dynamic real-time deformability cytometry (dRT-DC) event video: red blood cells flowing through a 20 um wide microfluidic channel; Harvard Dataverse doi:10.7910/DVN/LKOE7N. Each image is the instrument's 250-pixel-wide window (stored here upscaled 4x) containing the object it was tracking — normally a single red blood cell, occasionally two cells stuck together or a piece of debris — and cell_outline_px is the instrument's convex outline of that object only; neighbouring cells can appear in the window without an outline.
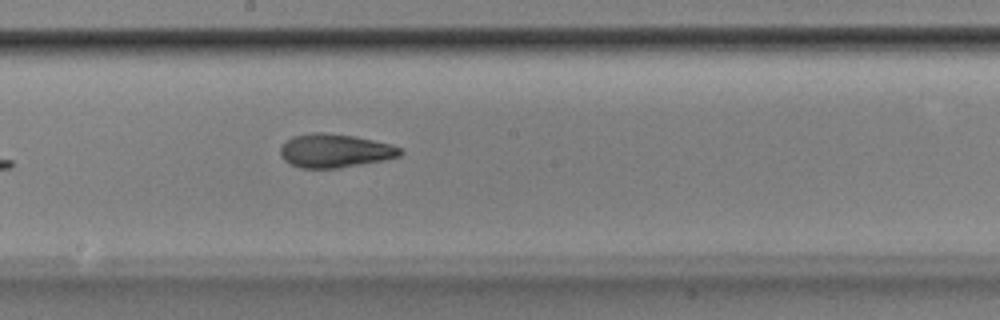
{"species": "Egyptian fruit bat (a non-hibernating species)", "species_latin": "Rousettus aegyptiacus", "temperature_condition": "room temperature", "stored_images_in_passage": 38, "camera_frame_rate_fps": 3000, "um_per_image_px": 0.085, "animal": {"sex": "male"}, "frame": {"image": 1, "passage_image": 14, "time_ms": 4.333, "image_size_px": [1000, 320], "cell_outline_px": [[404, 152], [400, 156], [360, 164], [336, 168], [300, 168], [284, 160], [280, 156], [280, 148], [292, 136], [316, 132], [324, 132], [356, 136], [392, 144], [400, 148]], "centroid_in_image_um": [28.46, 12.8], "position_along_channel_um": 219.7, "area_um2": 23.35}}
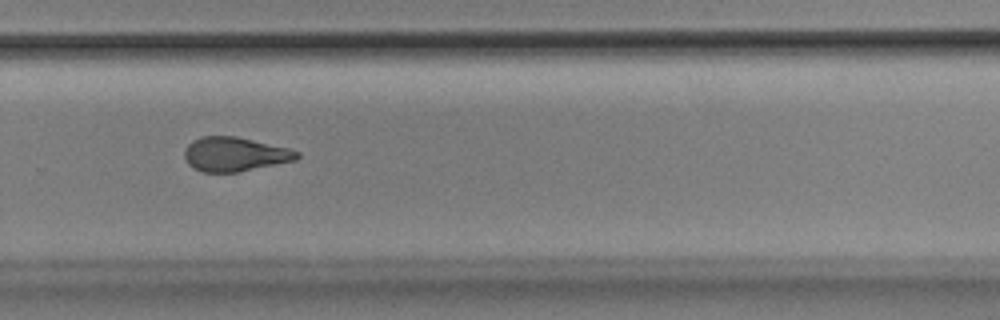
{"frame": {"image": 2, "passage_image": 21, "time_ms": 6.667, "image_size_px": [1000, 320], "cell_outline_px": [[300, 156], [296, 160], [240, 172], [200, 172], [192, 168], [184, 160], [184, 148], [192, 140], [200, 136], [236, 136], [288, 148], [300, 152]], "centroid_in_image_um": [19.91, 13.11], "position_along_channel_um": 309.9, "area_um2": 22.72}}
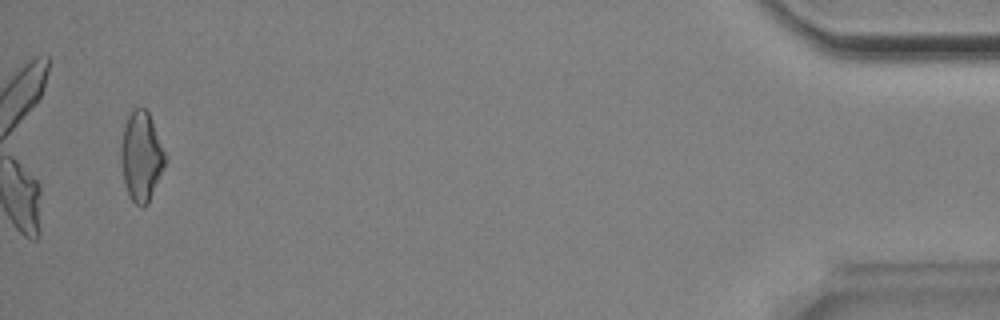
{"frame": {"image": 3, "passage_image": 36, "time_ms": 11.667, "image_size_px": [1000, 320], "cell_outline_px": [[168, 160], [148, 204], [144, 208], [140, 208], [132, 200], [124, 184], [120, 164], [120, 148], [124, 128], [128, 116], [132, 108], [144, 108], [148, 112], [168, 156]], "centroid_in_image_um": [12.03, 13.33], "position_along_channel_um": 423.2, "area_um2": 23.52}, "authors_computed_cell_mechanics": {"area_um2": 22.9755, "velocity_mm_per_s": 3.8809, "shape_relaxation_time_tau1_ms": 5.682, "shape_relaxation_time_tau2_ms": 3.0632, "deformation_change_tau1": 0.1838, "deformation_change_tau2": 0.0972}}